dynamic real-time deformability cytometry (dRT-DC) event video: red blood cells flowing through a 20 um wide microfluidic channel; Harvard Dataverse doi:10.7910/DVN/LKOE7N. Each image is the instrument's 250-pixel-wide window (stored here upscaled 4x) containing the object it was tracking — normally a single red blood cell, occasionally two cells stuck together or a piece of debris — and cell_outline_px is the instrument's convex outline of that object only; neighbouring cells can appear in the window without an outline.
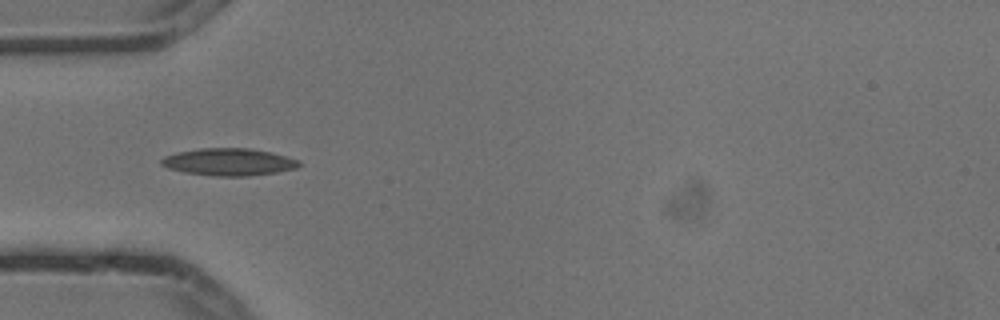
{"species": "common noctule bat (a hibernating species)", "species_latin": "Nyctalus noctula", "temperature_condition": "cold", "stored_images_in_passage": 8, "camera_frame_rate_fps": 3000, "um_per_image_px": 0.085, "animal": {"sex": "male", "body_mass_g": 13.3}, "frame": {"image": 1, "passage_image": 3, "time_ms": 0.667, "image_size_px": [1000, 320], "cell_outline_px": [[300, 164], [296, 168], [276, 172], [248, 176], [216, 176], [184, 172], [168, 168], [160, 164], [160, 160], [164, 156], [176, 152], [200, 148], [248, 148], [272, 152], [300, 160]], "centroid_in_image_um": [19.43, 13.76], "position_along_channel_um": 65.6, "area_um2": 21.91}}
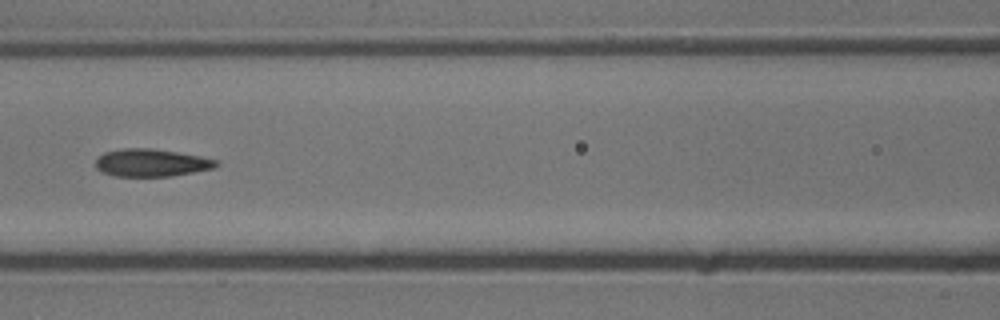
{"frame": {"image": 2, "passage_image": 5, "time_ms": 1.333, "image_size_px": [1000, 320], "cell_outline_px": [[220, 164], [216, 168], [172, 176], [112, 176], [96, 168], [96, 160], [104, 152], [124, 148], [152, 148], [200, 156], [216, 160]], "centroid_in_image_um": [12.88, 13.83], "position_along_channel_um": 153.7, "area_um2": 19.36}}
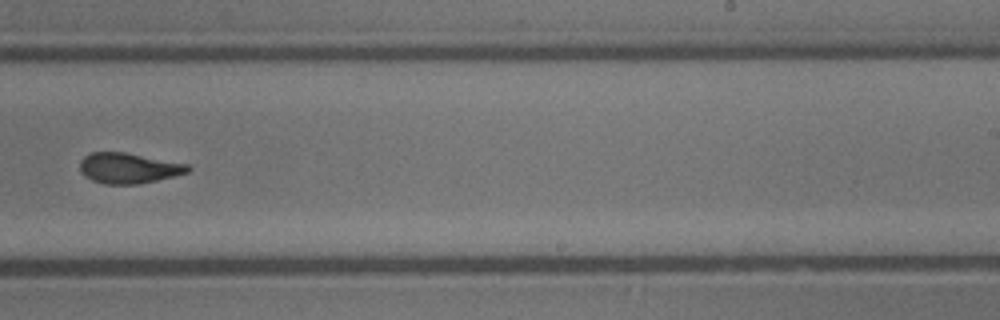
{"frame": {"image": 3, "passage_image": 8, "time_ms": 2.333, "image_size_px": [1000, 320], "cell_outline_px": [[192, 168], [188, 172], [156, 180], [136, 184], [104, 184], [92, 180], [84, 176], [80, 172], [80, 160], [84, 156], [92, 152], [124, 152], [188, 164]], "centroid_in_image_um": [10.89, 14.29], "position_along_channel_um": 278.1, "area_um2": 19.07}}